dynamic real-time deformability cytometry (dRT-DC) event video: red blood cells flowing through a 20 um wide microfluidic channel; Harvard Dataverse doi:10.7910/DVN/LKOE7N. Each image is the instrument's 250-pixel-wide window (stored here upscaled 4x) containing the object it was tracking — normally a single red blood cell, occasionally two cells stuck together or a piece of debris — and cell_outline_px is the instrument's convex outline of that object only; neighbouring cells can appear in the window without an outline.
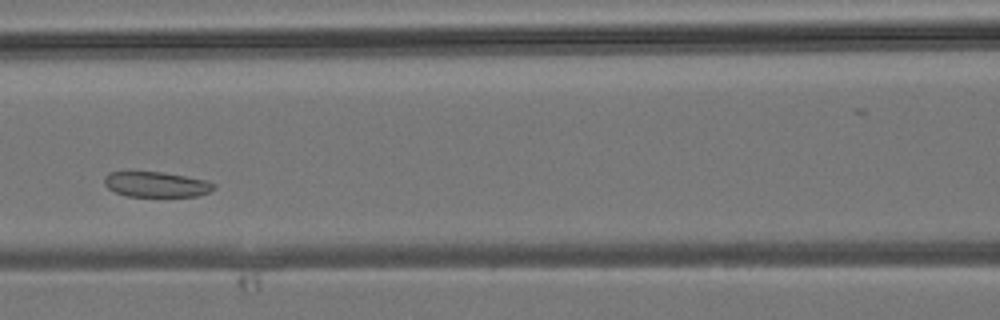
{"species": "common noctule bat (a hibernating species)", "species_latin": "Nyctalus noctula", "temperature_condition": "room temperature", "stored_images_in_passage": 26, "camera_frame_rate_fps": 3000, "um_per_image_px": 0.085, "animal": {"sex": "male", "body_mass_g": 19.2, "forearm_length_mm": 51.8}, "frame": {"image": 1, "passage_image": 7, "time_ms": 2.0, "image_size_px": [1000, 320], "cell_outline_px": [[216, 188], [208, 192], [196, 196], [128, 196], [116, 192], [108, 188], [104, 184], [104, 176], [108, 172], [160, 172], [208, 180], [216, 184]], "centroid_in_image_um": [13.29, 15.67], "position_along_channel_um": 153.3, "area_um2": 16.07}}
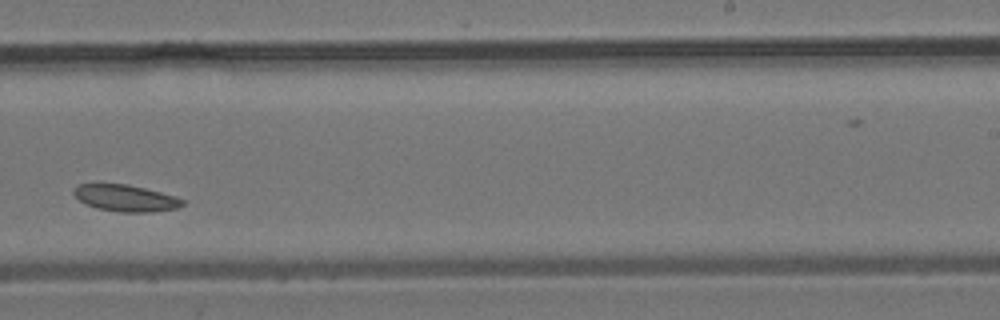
{"frame": {"image": 2, "passage_image": 15, "time_ms": 4.667, "image_size_px": [1000, 320], "cell_outline_px": [[184, 204], [176, 208], [152, 212], [120, 212], [96, 208], [84, 204], [72, 192], [72, 188], [76, 184], [92, 180], [128, 184], [176, 196], [184, 200]], "centroid_in_image_um": [10.55, 16.78], "position_along_channel_um": 278.5, "area_um2": 17.69}}
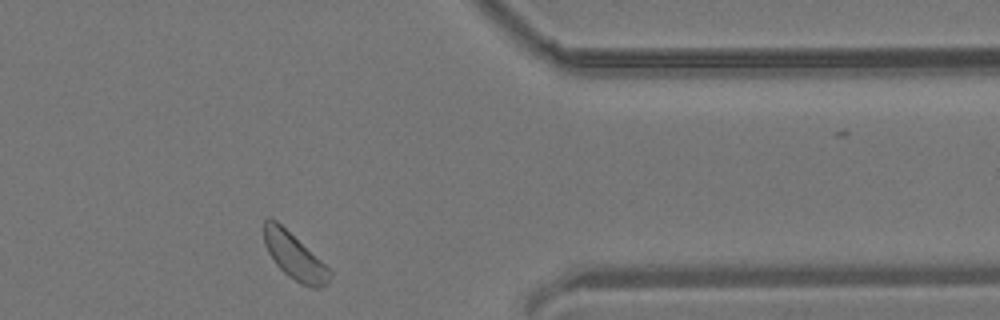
{"frame": {"image": 3, "passage_image": 23, "time_ms": 7.333, "image_size_px": [1000, 320], "cell_outline_px": [[332, 276], [320, 288], [312, 288], [300, 284], [288, 276], [276, 264], [268, 252], [264, 244], [264, 220], [268, 216], [276, 220], [320, 260], [332, 272]], "centroid_in_image_um": [24.99, 21.78], "position_along_channel_um": 386.4, "area_um2": 17.4}}